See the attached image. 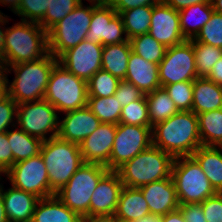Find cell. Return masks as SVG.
I'll return each instance as SVG.
<instances>
[{"instance_id": "obj_43", "label": "cell", "mask_w": 222, "mask_h": 222, "mask_svg": "<svg viewBox=\"0 0 222 222\" xmlns=\"http://www.w3.org/2000/svg\"><path fill=\"white\" fill-rule=\"evenodd\" d=\"M17 105L9 95L0 101V133L7 132L9 125L16 126L13 119L17 116Z\"/></svg>"}, {"instance_id": "obj_28", "label": "cell", "mask_w": 222, "mask_h": 222, "mask_svg": "<svg viewBox=\"0 0 222 222\" xmlns=\"http://www.w3.org/2000/svg\"><path fill=\"white\" fill-rule=\"evenodd\" d=\"M131 51L130 41L103 46L101 69L125 80Z\"/></svg>"}, {"instance_id": "obj_17", "label": "cell", "mask_w": 222, "mask_h": 222, "mask_svg": "<svg viewBox=\"0 0 222 222\" xmlns=\"http://www.w3.org/2000/svg\"><path fill=\"white\" fill-rule=\"evenodd\" d=\"M123 183L116 171H108L99 181L91 196L89 217H113Z\"/></svg>"}, {"instance_id": "obj_44", "label": "cell", "mask_w": 222, "mask_h": 222, "mask_svg": "<svg viewBox=\"0 0 222 222\" xmlns=\"http://www.w3.org/2000/svg\"><path fill=\"white\" fill-rule=\"evenodd\" d=\"M201 206L207 222H222V193L208 197Z\"/></svg>"}, {"instance_id": "obj_24", "label": "cell", "mask_w": 222, "mask_h": 222, "mask_svg": "<svg viewBox=\"0 0 222 222\" xmlns=\"http://www.w3.org/2000/svg\"><path fill=\"white\" fill-rule=\"evenodd\" d=\"M222 109V86L206 77L193 80L192 111L197 115Z\"/></svg>"}, {"instance_id": "obj_6", "label": "cell", "mask_w": 222, "mask_h": 222, "mask_svg": "<svg viewBox=\"0 0 222 222\" xmlns=\"http://www.w3.org/2000/svg\"><path fill=\"white\" fill-rule=\"evenodd\" d=\"M108 171L104 165L84 163L55 195L80 217H89L91 196L100 179Z\"/></svg>"}, {"instance_id": "obj_55", "label": "cell", "mask_w": 222, "mask_h": 222, "mask_svg": "<svg viewBox=\"0 0 222 222\" xmlns=\"http://www.w3.org/2000/svg\"><path fill=\"white\" fill-rule=\"evenodd\" d=\"M132 222H162V220H161V216L149 214L147 216H144L143 218L134 220Z\"/></svg>"}, {"instance_id": "obj_12", "label": "cell", "mask_w": 222, "mask_h": 222, "mask_svg": "<svg viewBox=\"0 0 222 222\" xmlns=\"http://www.w3.org/2000/svg\"><path fill=\"white\" fill-rule=\"evenodd\" d=\"M158 67L161 87L198 78L192 40L168 47Z\"/></svg>"}, {"instance_id": "obj_15", "label": "cell", "mask_w": 222, "mask_h": 222, "mask_svg": "<svg viewBox=\"0 0 222 222\" xmlns=\"http://www.w3.org/2000/svg\"><path fill=\"white\" fill-rule=\"evenodd\" d=\"M103 45L84 39L65 51L58 63L77 77L88 81L102 66Z\"/></svg>"}, {"instance_id": "obj_7", "label": "cell", "mask_w": 222, "mask_h": 222, "mask_svg": "<svg viewBox=\"0 0 222 222\" xmlns=\"http://www.w3.org/2000/svg\"><path fill=\"white\" fill-rule=\"evenodd\" d=\"M44 99L58 112L78 110L87 106V81L57 63L51 71Z\"/></svg>"}, {"instance_id": "obj_21", "label": "cell", "mask_w": 222, "mask_h": 222, "mask_svg": "<svg viewBox=\"0 0 222 222\" xmlns=\"http://www.w3.org/2000/svg\"><path fill=\"white\" fill-rule=\"evenodd\" d=\"M125 80L133 83L144 94L161 87L158 64L148 62L132 51Z\"/></svg>"}, {"instance_id": "obj_52", "label": "cell", "mask_w": 222, "mask_h": 222, "mask_svg": "<svg viewBox=\"0 0 222 222\" xmlns=\"http://www.w3.org/2000/svg\"><path fill=\"white\" fill-rule=\"evenodd\" d=\"M7 81V74L4 72V69L0 66V101L8 95Z\"/></svg>"}, {"instance_id": "obj_58", "label": "cell", "mask_w": 222, "mask_h": 222, "mask_svg": "<svg viewBox=\"0 0 222 222\" xmlns=\"http://www.w3.org/2000/svg\"><path fill=\"white\" fill-rule=\"evenodd\" d=\"M77 222H87V217H80Z\"/></svg>"}, {"instance_id": "obj_30", "label": "cell", "mask_w": 222, "mask_h": 222, "mask_svg": "<svg viewBox=\"0 0 222 222\" xmlns=\"http://www.w3.org/2000/svg\"><path fill=\"white\" fill-rule=\"evenodd\" d=\"M151 127L163 122L178 112L173 100L163 87L145 94Z\"/></svg>"}, {"instance_id": "obj_39", "label": "cell", "mask_w": 222, "mask_h": 222, "mask_svg": "<svg viewBox=\"0 0 222 222\" xmlns=\"http://www.w3.org/2000/svg\"><path fill=\"white\" fill-rule=\"evenodd\" d=\"M163 88L173 100L178 111H191L193 102V81L164 85Z\"/></svg>"}, {"instance_id": "obj_29", "label": "cell", "mask_w": 222, "mask_h": 222, "mask_svg": "<svg viewBox=\"0 0 222 222\" xmlns=\"http://www.w3.org/2000/svg\"><path fill=\"white\" fill-rule=\"evenodd\" d=\"M7 138L13 154V164L40 154L43 141L20 128L8 130Z\"/></svg>"}, {"instance_id": "obj_53", "label": "cell", "mask_w": 222, "mask_h": 222, "mask_svg": "<svg viewBox=\"0 0 222 222\" xmlns=\"http://www.w3.org/2000/svg\"><path fill=\"white\" fill-rule=\"evenodd\" d=\"M0 222H9L5 207H4V200H3V186L0 183Z\"/></svg>"}, {"instance_id": "obj_2", "label": "cell", "mask_w": 222, "mask_h": 222, "mask_svg": "<svg viewBox=\"0 0 222 222\" xmlns=\"http://www.w3.org/2000/svg\"><path fill=\"white\" fill-rule=\"evenodd\" d=\"M57 63L58 59L49 52L39 60L2 67L7 74L11 70L15 73L14 80L7 81L8 95L17 104L44 99L51 71Z\"/></svg>"}, {"instance_id": "obj_35", "label": "cell", "mask_w": 222, "mask_h": 222, "mask_svg": "<svg viewBox=\"0 0 222 222\" xmlns=\"http://www.w3.org/2000/svg\"><path fill=\"white\" fill-rule=\"evenodd\" d=\"M195 66L198 77H206L213 65L222 57V48L197 42L192 39Z\"/></svg>"}, {"instance_id": "obj_20", "label": "cell", "mask_w": 222, "mask_h": 222, "mask_svg": "<svg viewBox=\"0 0 222 222\" xmlns=\"http://www.w3.org/2000/svg\"><path fill=\"white\" fill-rule=\"evenodd\" d=\"M139 189L152 215L164 216L180 207L172 176L143 185Z\"/></svg>"}, {"instance_id": "obj_11", "label": "cell", "mask_w": 222, "mask_h": 222, "mask_svg": "<svg viewBox=\"0 0 222 222\" xmlns=\"http://www.w3.org/2000/svg\"><path fill=\"white\" fill-rule=\"evenodd\" d=\"M151 145L152 127L118 123L110 161L106 167L109 171H116L128 160H131Z\"/></svg>"}, {"instance_id": "obj_18", "label": "cell", "mask_w": 222, "mask_h": 222, "mask_svg": "<svg viewBox=\"0 0 222 222\" xmlns=\"http://www.w3.org/2000/svg\"><path fill=\"white\" fill-rule=\"evenodd\" d=\"M117 124L101 123L79 145L85 163L106 166L110 161Z\"/></svg>"}, {"instance_id": "obj_37", "label": "cell", "mask_w": 222, "mask_h": 222, "mask_svg": "<svg viewBox=\"0 0 222 222\" xmlns=\"http://www.w3.org/2000/svg\"><path fill=\"white\" fill-rule=\"evenodd\" d=\"M82 0H50V6L38 23L46 32L64 19Z\"/></svg>"}, {"instance_id": "obj_32", "label": "cell", "mask_w": 222, "mask_h": 222, "mask_svg": "<svg viewBox=\"0 0 222 222\" xmlns=\"http://www.w3.org/2000/svg\"><path fill=\"white\" fill-rule=\"evenodd\" d=\"M153 6H141L121 11L126 36L128 39L149 32Z\"/></svg>"}, {"instance_id": "obj_27", "label": "cell", "mask_w": 222, "mask_h": 222, "mask_svg": "<svg viewBox=\"0 0 222 222\" xmlns=\"http://www.w3.org/2000/svg\"><path fill=\"white\" fill-rule=\"evenodd\" d=\"M178 12L182 34L185 40H192L196 38L202 27L210 20L214 10L212 3L209 2L191 5ZM189 21H192L193 26H190Z\"/></svg>"}, {"instance_id": "obj_57", "label": "cell", "mask_w": 222, "mask_h": 222, "mask_svg": "<svg viewBox=\"0 0 222 222\" xmlns=\"http://www.w3.org/2000/svg\"><path fill=\"white\" fill-rule=\"evenodd\" d=\"M213 10L219 14H222V0H211Z\"/></svg>"}, {"instance_id": "obj_45", "label": "cell", "mask_w": 222, "mask_h": 222, "mask_svg": "<svg viewBox=\"0 0 222 222\" xmlns=\"http://www.w3.org/2000/svg\"><path fill=\"white\" fill-rule=\"evenodd\" d=\"M13 166V154L7 132L0 133V170L5 174Z\"/></svg>"}, {"instance_id": "obj_41", "label": "cell", "mask_w": 222, "mask_h": 222, "mask_svg": "<svg viewBox=\"0 0 222 222\" xmlns=\"http://www.w3.org/2000/svg\"><path fill=\"white\" fill-rule=\"evenodd\" d=\"M50 6V0H21L17 15L21 20L39 23Z\"/></svg>"}, {"instance_id": "obj_16", "label": "cell", "mask_w": 222, "mask_h": 222, "mask_svg": "<svg viewBox=\"0 0 222 222\" xmlns=\"http://www.w3.org/2000/svg\"><path fill=\"white\" fill-rule=\"evenodd\" d=\"M148 33L166 48L185 41L180 28L179 12L164 1L153 6Z\"/></svg>"}, {"instance_id": "obj_46", "label": "cell", "mask_w": 222, "mask_h": 222, "mask_svg": "<svg viewBox=\"0 0 222 222\" xmlns=\"http://www.w3.org/2000/svg\"><path fill=\"white\" fill-rule=\"evenodd\" d=\"M112 8L117 12L126 11L135 7L154 6L163 0H106Z\"/></svg>"}, {"instance_id": "obj_40", "label": "cell", "mask_w": 222, "mask_h": 222, "mask_svg": "<svg viewBox=\"0 0 222 222\" xmlns=\"http://www.w3.org/2000/svg\"><path fill=\"white\" fill-rule=\"evenodd\" d=\"M195 40L222 48V14L214 11L210 20L202 27Z\"/></svg>"}, {"instance_id": "obj_1", "label": "cell", "mask_w": 222, "mask_h": 222, "mask_svg": "<svg viewBox=\"0 0 222 222\" xmlns=\"http://www.w3.org/2000/svg\"><path fill=\"white\" fill-rule=\"evenodd\" d=\"M152 145L174 158L192 156L202 145L197 115L178 111L167 120L152 127Z\"/></svg>"}, {"instance_id": "obj_56", "label": "cell", "mask_w": 222, "mask_h": 222, "mask_svg": "<svg viewBox=\"0 0 222 222\" xmlns=\"http://www.w3.org/2000/svg\"><path fill=\"white\" fill-rule=\"evenodd\" d=\"M87 222H115L114 217H87Z\"/></svg>"}, {"instance_id": "obj_38", "label": "cell", "mask_w": 222, "mask_h": 222, "mask_svg": "<svg viewBox=\"0 0 222 222\" xmlns=\"http://www.w3.org/2000/svg\"><path fill=\"white\" fill-rule=\"evenodd\" d=\"M119 123L151 127L146 96L142 99L131 102L128 106L123 107Z\"/></svg>"}, {"instance_id": "obj_25", "label": "cell", "mask_w": 222, "mask_h": 222, "mask_svg": "<svg viewBox=\"0 0 222 222\" xmlns=\"http://www.w3.org/2000/svg\"><path fill=\"white\" fill-rule=\"evenodd\" d=\"M192 157L201 166L217 193H222V147L201 145Z\"/></svg>"}, {"instance_id": "obj_36", "label": "cell", "mask_w": 222, "mask_h": 222, "mask_svg": "<svg viewBox=\"0 0 222 222\" xmlns=\"http://www.w3.org/2000/svg\"><path fill=\"white\" fill-rule=\"evenodd\" d=\"M119 79L111 73L98 70L88 81V97H110L115 94Z\"/></svg>"}, {"instance_id": "obj_3", "label": "cell", "mask_w": 222, "mask_h": 222, "mask_svg": "<svg viewBox=\"0 0 222 222\" xmlns=\"http://www.w3.org/2000/svg\"><path fill=\"white\" fill-rule=\"evenodd\" d=\"M48 53V33L38 23L21 20L7 27L0 66L39 60Z\"/></svg>"}, {"instance_id": "obj_23", "label": "cell", "mask_w": 222, "mask_h": 222, "mask_svg": "<svg viewBox=\"0 0 222 222\" xmlns=\"http://www.w3.org/2000/svg\"><path fill=\"white\" fill-rule=\"evenodd\" d=\"M150 214L148 204L139 188L123 186L114 218L123 222H132Z\"/></svg>"}, {"instance_id": "obj_26", "label": "cell", "mask_w": 222, "mask_h": 222, "mask_svg": "<svg viewBox=\"0 0 222 222\" xmlns=\"http://www.w3.org/2000/svg\"><path fill=\"white\" fill-rule=\"evenodd\" d=\"M80 216L63 204L56 195L38 201L32 222H77Z\"/></svg>"}, {"instance_id": "obj_22", "label": "cell", "mask_w": 222, "mask_h": 222, "mask_svg": "<svg viewBox=\"0 0 222 222\" xmlns=\"http://www.w3.org/2000/svg\"><path fill=\"white\" fill-rule=\"evenodd\" d=\"M3 200L9 222H32L40 198L12 186L7 191L3 190Z\"/></svg>"}, {"instance_id": "obj_9", "label": "cell", "mask_w": 222, "mask_h": 222, "mask_svg": "<svg viewBox=\"0 0 222 222\" xmlns=\"http://www.w3.org/2000/svg\"><path fill=\"white\" fill-rule=\"evenodd\" d=\"M88 1L91 6L85 7L81 1L47 32L49 52L57 59L86 38L93 14V0Z\"/></svg>"}, {"instance_id": "obj_51", "label": "cell", "mask_w": 222, "mask_h": 222, "mask_svg": "<svg viewBox=\"0 0 222 222\" xmlns=\"http://www.w3.org/2000/svg\"><path fill=\"white\" fill-rule=\"evenodd\" d=\"M162 222H186L180 209L161 216Z\"/></svg>"}, {"instance_id": "obj_42", "label": "cell", "mask_w": 222, "mask_h": 222, "mask_svg": "<svg viewBox=\"0 0 222 222\" xmlns=\"http://www.w3.org/2000/svg\"><path fill=\"white\" fill-rule=\"evenodd\" d=\"M114 96L117 98L118 102L123 108L135 100L142 99L145 94L133 83L126 80H120Z\"/></svg>"}, {"instance_id": "obj_5", "label": "cell", "mask_w": 222, "mask_h": 222, "mask_svg": "<svg viewBox=\"0 0 222 222\" xmlns=\"http://www.w3.org/2000/svg\"><path fill=\"white\" fill-rule=\"evenodd\" d=\"M40 154L48 172L50 196L64 187L85 163L79 145L61 140L58 136L43 141Z\"/></svg>"}, {"instance_id": "obj_8", "label": "cell", "mask_w": 222, "mask_h": 222, "mask_svg": "<svg viewBox=\"0 0 222 222\" xmlns=\"http://www.w3.org/2000/svg\"><path fill=\"white\" fill-rule=\"evenodd\" d=\"M171 176L180 205L202 203L217 193L192 156L176 157Z\"/></svg>"}, {"instance_id": "obj_4", "label": "cell", "mask_w": 222, "mask_h": 222, "mask_svg": "<svg viewBox=\"0 0 222 222\" xmlns=\"http://www.w3.org/2000/svg\"><path fill=\"white\" fill-rule=\"evenodd\" d=\"M174 157L151 145L119 167L123 186L139 188L154 181L171 177Z\"/></svg>"}, {"instance_id": "obj_33", "label": "cell", "mask_w": 222, "mask_h": 222, "mask_svg": "<svg viewBox=\"0 0 222 222\" xmlns=\"http://www.w3.org/2000/svg\"><path fill=\"white\" fill-rule=\"evenodd\" d=\"M129 41L132 52L141 56L148 62L159 64L164 58L167 48L149 33L137 35L129 39Z\"/></svg>"}, {"instance_id": "obj_48", "label": "cell", "mask_w": 222, "mask_h": 222, "mask_svg": "<svg viewBox=\"0 0 222 222\" xmlns=\"http://www.w3.org/2000/svg\"><path fill=\"white\" fill-rule=\"evenodd\" d=\"M168 6L173 9L180 11L191 5L200 4V3H209L211 0H163Z\"/></svg>"}, {"instance_id": "obj_50", "label": "cell", "mask_w": 222, "mask_h": 222, "mask_svg": "<svg viewBox=\"0 0 222 222\" xmlns=\"http://www.w3.org/2000/svg\"><path fill=\"white\" fill-rule=\"evenodd\" d=\"M7 16H3V13L0 12V25H6L5 23H8V19L6 18ZM0 26V59L4 56L5 53V34H6V30L7 28H3L1 29Z\"/></svg>"}, {"instance_id": "obj_54", "label": "cell", "mask_w": 222, "mask_h": 222, "mask_svg": "<svg viewBox=\"0 0 222 222\" xmlns=\"http://www.w3.org/2000/svg\"><path fill=\"white\" fill-rule=\"evenodd\" d=\"M21 0H0V4L8 5L14 14L17 13Z\"/></svg>"}, {"instance_id": "obj_49", "label": "cell", "mask_w": 222, "mask_h": 222, "mask_svg": "<svg viewBox=\"0 0 222 222\" xmlns=\"http://www.w3.org/2000/svg\"><path fill=\"white\" fill-rule=\"evenodd\" d=\"M206 78L222 86V57L213 65Z\"/></svg>"}, {"instance_id": "obj_31", "label": "cell", "mask_w": 222, "mask_h": 222, "mask_svg": "<svg viewBox=\"0 0 222 222\" xmlns=\"http://www.w3.org/2000/svg\"><path fill=\"white\" fill-rule=\"evenodd\" d=\"M201 143L222 147V109L197 114Z\"/></svg>"}, {"instance_id": "obj_34", "label": "cell", "mask_w": 222, "mask_h": 222, "mask_svg": "<svg viewBox=\"0 0 222 222\" xmlns=\"http://www.w3.org/2000/svg\"><path fill=\"white\" fill-rule=\"evenodd\" d=\"M87 106L101 123H119L122 107L114 95L106 98L88 97Z\"/></svg>"}, {"instance_id": "obj_14", "label": "cell", "mask_w": 222, "mask_h": 222, "mask_svg": "<svg viewBox=\"0 0 222 222\" xmlns=\"http://www.w3.org/2000/svg\"><path fill=\"white\" fill-rule=\"evenodd\" d=\"M5 175L17 189L40 199L50 197L48 172L41 154L13 164Z\"/></svg>"}, {"instance_id": "obj_10", "label": "cell", "mask_w": 222, "mask_h": 222, "mask_svg": "<svg viewBox=\"0 0 222 222\" xmlns=\"http://www.w3.org/2000/svg\"><path fill=\"white\" fill-rule=\"evenodd\" d=\"M16 124L30 136L46 141L58 136L60 119L57 109L46 99L17 105ZM49 137H46L48 133Z\"/></svg>"}, {"instance_id": "obj_13", "label": "cell", "mask_w": 222, "mask_h": 222, "mask_svg": "<svg viewBox=\"0 0 222 222\" xmlns=\"http://www.w3.org/2000/svg\"><path fill=\"white\" fill-rule=\"evenodd\" d=\"M85 39L103 46L129 41L122 17L106 0H93L92 19Z\"/></svg>"}, {"instance_id": "obj_47", "label": "cell", "mask_w": 222, "mask_h": 222, "mask_svg": "<svg viewBox=\"0 0 222 222\" xmlns=\"http://www.w3.org/2000/svg\"><path fill=\"white\" fill-rule=\"evenodd\" d=\"M179 209L186 222H207L202 211L201 203L180 205Z\"/></svg>"}, {"instance_id": "obj_19", "label": "cell", "mask_w": 222, "mask_h": 222, "mask_svg": "<svg viewBox=\"0 0 222 222\" xmlns=\"http://www.w3.org/2000/svg\"><path fill=\"white\" fill-rule=\"evenodd\" d=\"M65 114L64 119L59 122L58 137L78 145L101 124L88 106Z\"/></svg>"}]
</instances>
